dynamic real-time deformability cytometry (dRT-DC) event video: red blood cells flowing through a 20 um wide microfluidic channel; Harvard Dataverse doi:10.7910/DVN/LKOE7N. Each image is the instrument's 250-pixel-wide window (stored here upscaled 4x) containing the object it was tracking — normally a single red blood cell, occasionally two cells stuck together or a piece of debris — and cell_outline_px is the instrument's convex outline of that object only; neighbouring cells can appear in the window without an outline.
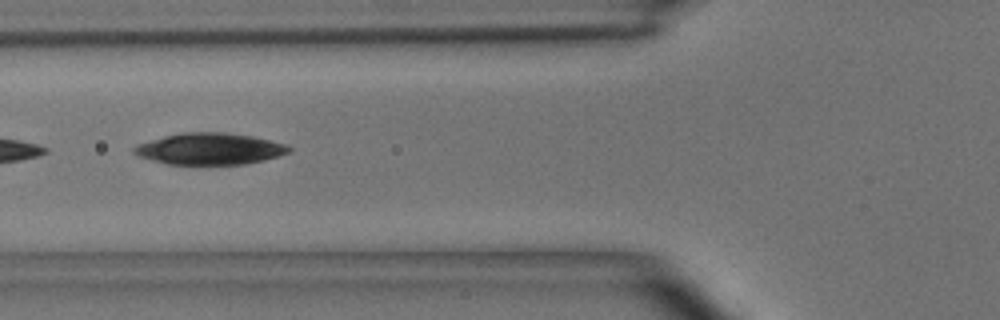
{"species": "common noctule bat (a hibernating species)", "species_latin": "Nyctalus noctula", "temperature_condition": "room temperature", "stored_images_in_passage": 5, "camera_frame_rate_fps": 3000, "um_per_image_px": 0.085, "animal": {"sex": "male", "body_mass_g": 15.6}, "frame": {"image": 1, "passage_image": 5, "time_ms": 5.333, "image_size_px": [1000, 320], "cell_outline_px": [[292, 152], [264, 160], [244, 164], [168, 164], [136, 156], [132, 152], [132, 148], [136, 144], [164, 136], [180, 132], [228, 132], [252, 136], [284, 144], [292, 148]], "centroid_in_image_um": [17.79, 12.64], "position_along_channel_um": 108.0, "area_um2": 28.61}}